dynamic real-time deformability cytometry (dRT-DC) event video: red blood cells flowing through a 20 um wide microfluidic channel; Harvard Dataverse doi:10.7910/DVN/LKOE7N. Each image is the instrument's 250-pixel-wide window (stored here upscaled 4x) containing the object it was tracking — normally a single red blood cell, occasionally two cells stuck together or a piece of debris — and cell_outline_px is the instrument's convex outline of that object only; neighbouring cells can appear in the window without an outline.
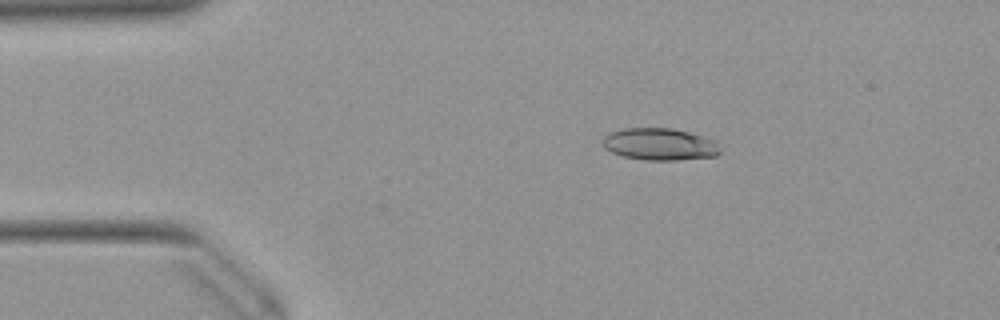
{"species": "Egyptian fruit bat (a non-hibernating species)", "species_latin": "Rousettus aegyptiacus", "temperature_condition": "warm", "stored_images_in_passage": 51, "camera_frame_rate_fps": 3000, "um_per_image_px": 0.085, "animal": {"sex": "female"}, "frame": {"image": 1, "passage_image": 9, "time_ms": 2.667, "image_size_px": [1000, 320], "cell_outline_px": [[720, 152], [716, 156], [676, 160], [644, 160], [624, 156], [612, 152], [604, 148], [600, 144], [600, 140], [608, 132], [624, 128], [672, 128], [688, 132], [716, 140]], "centroid_in_image_um": [56.02, 12.25], "position_along_channel_um": 29.0, "area_um2": 22.14}}
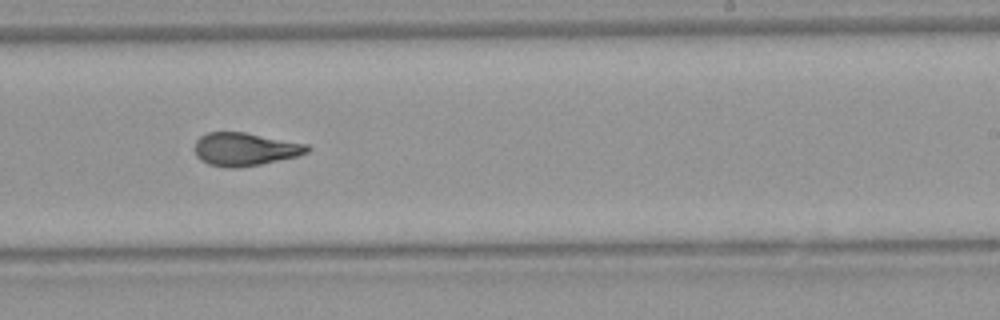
{"frame": {"image": 2, "passage_image": 31, "time_ms": 10.0, "image_size_px": [1000, 320], "cell_outline_px": [[312, 148], [308, 152], [296, 156], [260, 164], [236, 168], [228, 168], [208, 164], [200, 160], [196, 156], [196, 140], [200, 136], [208, 132], [244, 132], [308, 144]], "centroid_in_image_um": [20.82, 12.68], "position_along_channel_um": 268.2, "area_um2": 21.62}}
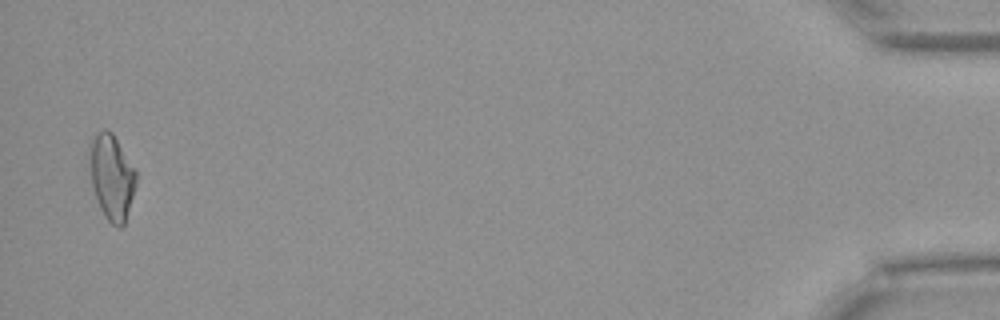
{"frame": {"image": 3, "passage_image": 50, "time_ms": 16.333, "image_size_px": [1000, 320], "cell_outline_px": [[136, 184], [124, 224], [120, 228], [112, 224], [104, 216], [96, 200], [92, 188], [88, 164], [88, 144], [92, 136], [96, 132], [104, 128], [108, 128], [112, 132], [136, 172]], "centroid_in_image_um": [9.43, 14.99], "position_along_channel_um": 425.8, "area_um2": 23.47}, "authors_computed_cell_mechanics": {"area_um2": 22.0218, "velocity_mm_per_s": 3.9632, "shape_relaxation_time_tau1_ms": 7.592, "shape_relaxation_time_tau2_ms": 1.7501, "deformation_change_tau1": 0.2128, "deformation_change_tau2": 0.0862}}